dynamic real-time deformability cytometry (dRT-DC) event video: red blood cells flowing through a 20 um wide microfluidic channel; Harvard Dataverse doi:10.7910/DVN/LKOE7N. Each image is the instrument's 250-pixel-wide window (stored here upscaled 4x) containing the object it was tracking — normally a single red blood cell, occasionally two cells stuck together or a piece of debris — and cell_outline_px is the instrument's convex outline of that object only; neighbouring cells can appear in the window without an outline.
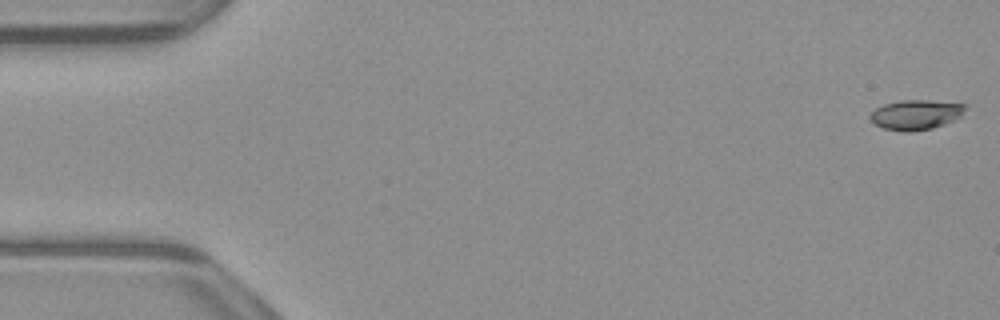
{"species": "common noctule bat (a hibernating species)", "species_latin": "Nyctalus noctula", "temperature_condition": "warm", "stored_images_in_passage": 53, "camera_frame_rate_fps": 3000, "um_per_image_px": 0.085, "animal": {"sex": "male", "body_mass_g": 23.1, "forearm_length_mm": 52.7}, "frame": {"image": 1, "passage_image": 1, "time_ms": 0.0, "image_size_px": [1000, 320], "cell_outline_px": [[968, 108], [960, 116], [944, 124], [932, 128], [908, 132], [904, 132], [884, 128], [876, 124], [868, 116], [876, 108], [884, 104], [900, 100], [928, 100], [968, 104]], "centroid_in_image_um": [77.87, 9.73], "position_along_channel_um": 7.1, "area_um2": 16.53}}
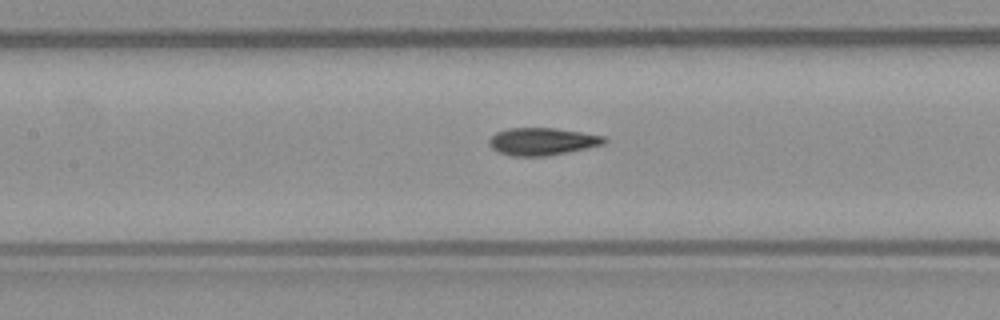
{"frame": {"image": 2, "passage_image": 24, "time_ms": 7.667, "image_size_px": [1000, 320], "cell_outline_px": [[608, 140], [604, 144], [548, 156], [512, 156], [500, 152], [492, 148], [488, 144], [488, 140], [496, 132], [508, 128], [556, 128], [604, 136]], "centroid_in_image_um": [46.07, 12.02], "position_along_channel_um": 161.3, "area_um2": 18.32}}
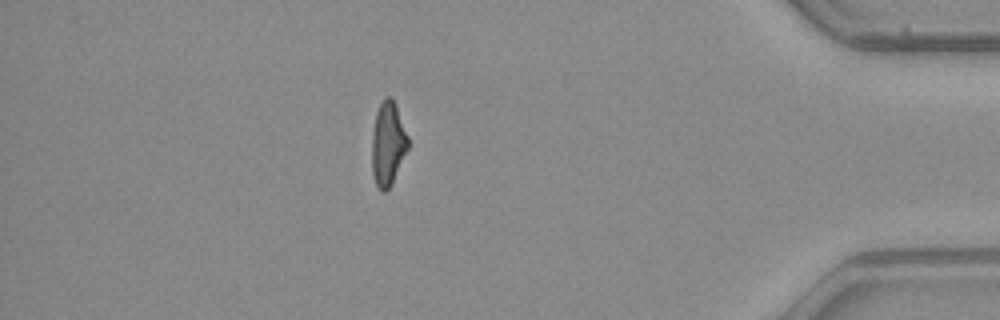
{"frame": {"image": 3, "passage_image": 46, "time_ms": 15.0, "image_size_px": [1000, 320], "cell_outline_px": [[408, 148], [392, 184], [384, 192], [380, 192], [372, 176], [372, 132], [376, 112], [384, 96], [392, 96], [396, 104], [408, 136]], "centroid_in_image_um": [32.96, 12.21], "position_along_channel_um": 402.2, "area_um2": 17.86}, "authors_computed_cell_mechanics": {"area_um2": 18.1492, "velocity_mm_per_s": 3.9369, "shape_relaxation_time_tau1_ms": 3.8866, "shape_relaxation_time_tau2_ms": 1.7436, "deformation_change_tau1": 0.1597, "deformation_change_tau2": 0.0786}}